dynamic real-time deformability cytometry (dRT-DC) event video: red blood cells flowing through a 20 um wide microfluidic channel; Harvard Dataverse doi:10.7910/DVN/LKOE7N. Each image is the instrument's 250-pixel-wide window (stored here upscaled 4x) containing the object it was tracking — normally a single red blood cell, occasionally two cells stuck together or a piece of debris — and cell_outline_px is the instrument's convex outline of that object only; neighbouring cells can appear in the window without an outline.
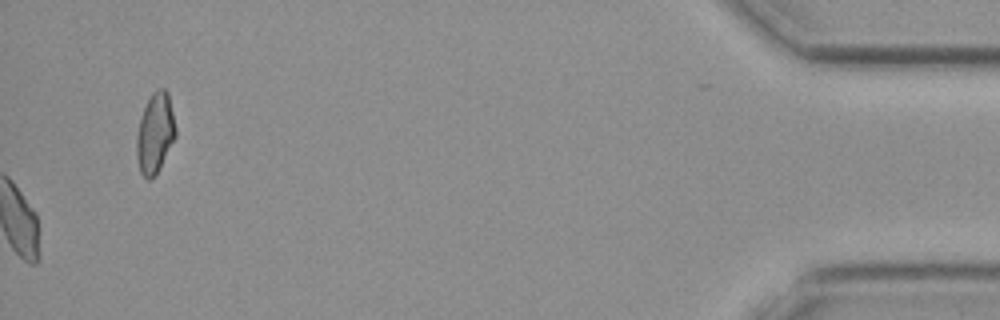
{"species": "common noctule bat (a hibernating species)", "species_latin": "Nyctalus noctula", "temperature_condition": "cold", "stored_images_in_passage": 42, "camera_frame_rate_fps": 3000, "um_per_image_px": 0.085, "animal": {"sex": "female", "body_mass_g": 19.3, "forearm_length_mm": 54.1}, "frame": {"image": 1, "passage_image": 42, "time_ms": 13.667, "image_size_px": [1000, 320], "cell_outline_px": [[176, 136], [160, 168], [148, 180], [140, 172], [136, 156], [136, 136], [140, 120], [144, 108], [152, 92], [156, 88], [164, 88], [168, 92], [176, 128]], "centroid_in_image_um": [13.18, 11.3], "position_along_channel_um": 422.0, "area_um2": 18.15}}